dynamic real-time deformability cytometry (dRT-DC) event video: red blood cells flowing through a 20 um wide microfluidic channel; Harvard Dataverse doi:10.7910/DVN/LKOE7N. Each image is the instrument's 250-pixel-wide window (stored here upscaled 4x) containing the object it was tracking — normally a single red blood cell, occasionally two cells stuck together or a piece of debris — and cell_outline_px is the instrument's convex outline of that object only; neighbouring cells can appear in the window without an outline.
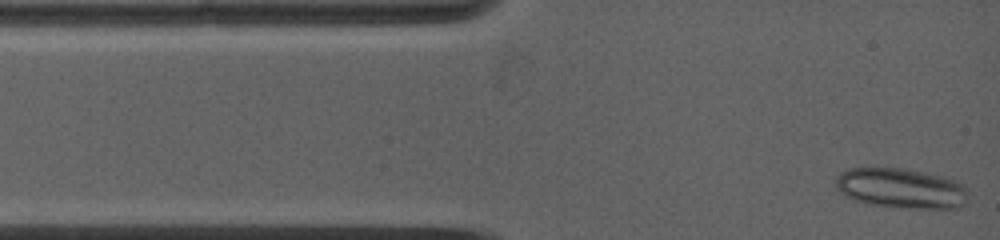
{"species": "common noctule bat (a hibernating species)", "species_latin": "Nyctalus noctula", "temperature_condition": "warm", "stored_images_in_passage": 6, "camera_frame_rate_fps": 5000, "um_per_image_px": 0.085, "animal": {"sex": "female", "body_mass_g": 19.0, "forearm_length_mm": 53.3}, "frame": {"image": 1, "passage_image": 1, "time_ms": 0.0, "image_size_px": [1000, 240], "cell_outline_px": [[968, 192], [964, 204], [960, 208], [912, 208], [868, 204], [856, 200], [840, 192], [836, 188], [836, 176], [840, 172], [848, 168], [904, 168], [944, 176], [956, 180], [964, 184], [968, 188]], "centroid_in_image_um": [76.62, 15.99], "position_along_channel_um": 8.4, "area_um2": 31.1}}
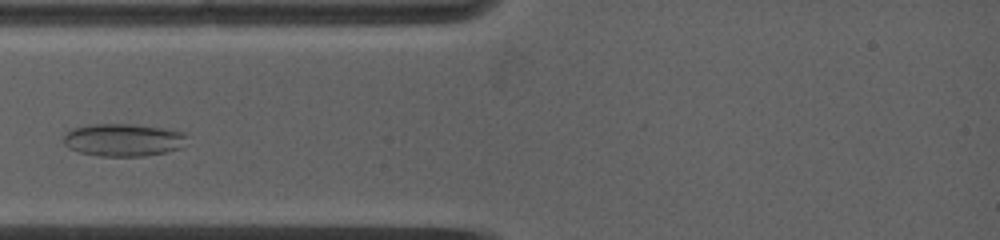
{"frame": {"image": 2, "passage_image": 5, "time_ms": 2.8, "image_size_px": [1000, 240], "cell_outline_px": [[188, 136], [180, 148], [164, 152], [144, 156], [100, 156], [80, 152], [68, 148], [64, 144], [64, 136], [72, 128], [88, 124], [132, 124], [164, 128], [184, 132]], "centroid_in_image_um": [10.47, 11.88], "position_along_channel_um": 74.5, "area_um2": 23.47}}